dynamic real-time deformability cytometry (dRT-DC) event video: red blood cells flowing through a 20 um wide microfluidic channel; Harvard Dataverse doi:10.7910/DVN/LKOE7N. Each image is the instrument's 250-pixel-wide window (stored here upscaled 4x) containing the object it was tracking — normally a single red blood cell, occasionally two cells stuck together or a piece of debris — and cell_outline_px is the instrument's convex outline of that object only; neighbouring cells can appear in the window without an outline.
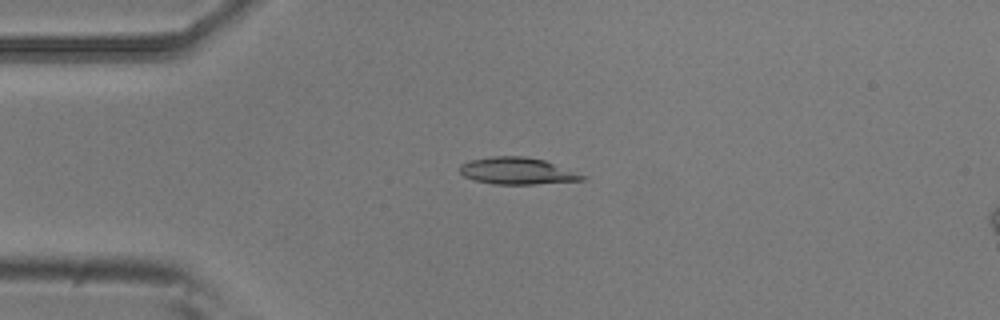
{"species": "common noctule bat (a hibernating species)", "species_latin": "Nyctalus noctula", "temperature_condition": "room temperature", "stored_images_in_passage": 6, "camera_frame_rate_fps": 3000, "um_per_image_px": 0.085, "animal": {"sex": "male", "body_mass_g": 20.5, "forearm_length_mm": 52.5}, "frame": {"image": 1, "passage_image": 4, "time_ms": 1.0, "image_size_px": [1000, 320], "cell_outline_px": [[588, 176], [584, 180], [536, 184], [492, 184], [476, 180], [464, 176], [460, 172], [460, 164], [472, 160], [492, 156], [524, 156], [544, 160]], "centroid_in_image_um": [43.99, 14.53], "position_along_channel_um": 41.0, "area_um2": 19.07}}